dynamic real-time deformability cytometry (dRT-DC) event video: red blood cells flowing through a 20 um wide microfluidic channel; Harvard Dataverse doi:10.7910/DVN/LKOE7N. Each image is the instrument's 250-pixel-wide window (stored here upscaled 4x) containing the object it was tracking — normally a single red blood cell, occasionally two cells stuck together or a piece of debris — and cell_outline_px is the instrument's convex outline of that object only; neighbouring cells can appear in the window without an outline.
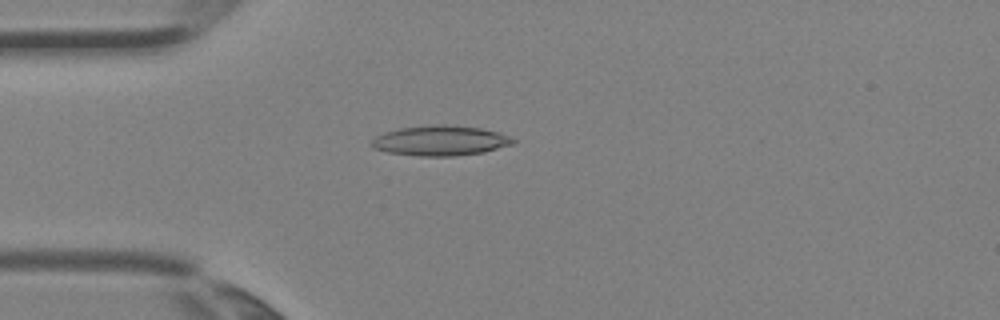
{"species": "Egyptian fruit bat (a non-hibernating species)", "species_latin": "Rousettus aegyptiacus", "temperature_condition": "room temperature", "stored_images_in_passage": 2, "camera_frame_rate_fps": 3000, "um_per_image_px": 0.085, "animal": {"sex": "female"}, "frame": {"image": 1, "passage_image": 2, "time_ms": 0.333, "image_size_px": [1000, 320], "cell_outline_px": [[516, 140], [512, 144], [484, 152], [456, 156], [420, 156], [388, 152], [372, 148], [368, 144], [376, 136], [384, 132], [400, 128], [432, 124], [444, 124], [484, 128], [500, 132]], "centroid_in_image_um": [37.41, 11.94], "position_along_channel_um": 47.6, "area_um2": 25.03}}